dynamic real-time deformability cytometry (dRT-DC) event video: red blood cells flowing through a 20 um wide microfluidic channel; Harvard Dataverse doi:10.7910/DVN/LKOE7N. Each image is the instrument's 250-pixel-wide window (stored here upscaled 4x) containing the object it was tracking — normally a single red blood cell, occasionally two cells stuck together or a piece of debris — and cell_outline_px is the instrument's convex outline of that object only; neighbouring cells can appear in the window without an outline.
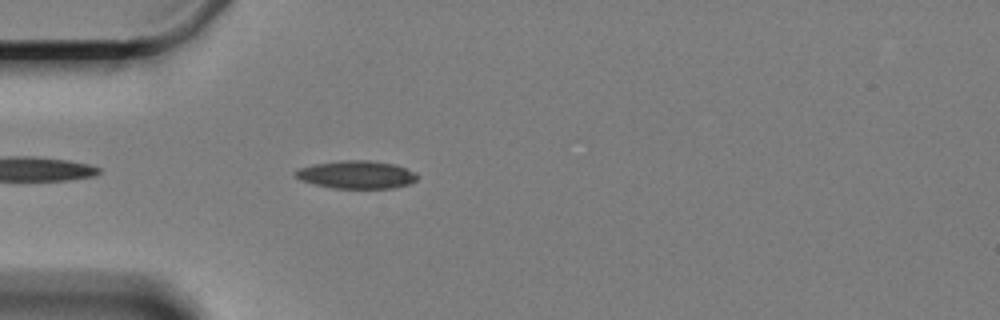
{"species": "Egyptian fruit bat (a non-hibernating species)", "species_latin": "Rousettus aegyptiacus", "temperature_condition": "cold", "stored_images_in_passage": 28, "camera_frame_rate_fps": 3000, "um_per_image_px": 0.085, "animal": {"sex": "female"}, "frame": {"image": 1, "passage_image": 5, "time_ms": 1.333, "image_size_px": [1000, 320], "cell_outline_px": [[416, 180], [408, 184], [392, 188], [332, 188], [300, 180], [292, 172], [296, 168], [312, 164], [340, 160], [368, 160], [396, 164], [416, 172]], "centroid_in_image_um": [30.26, 14.83], "position_along_channel_um": 54.7, "area_um2": 19.94}}
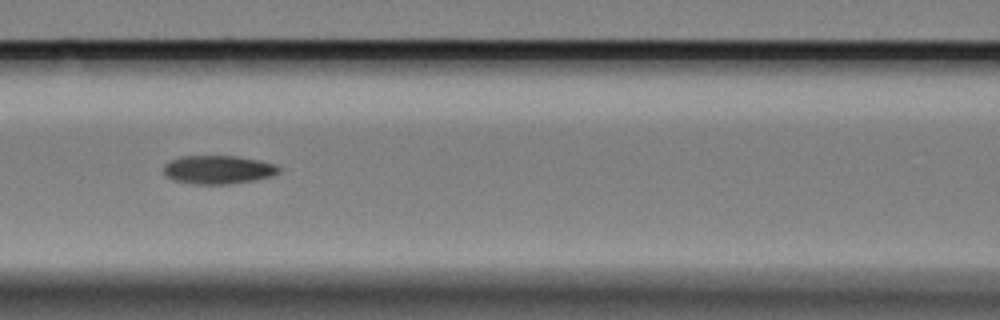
{"frame": {"image": 2, "passage_image": 14, "time_ms": 4.333, "image_size_px": [1000, 320], "cell_outline_px": [[280, 172], [272, 176], [256, 180], [228, 184], [196, 184], [176, 180], [168, 176], [164, 172], [164, 164], [168, 160], [180, 156], [236, 156], [260, 160], [276, 164], [280, 168]], "centroid_in_image_um": [18.57, 14.41], "position_along_channel_um": 148.0, "area_um2": 19.19}}
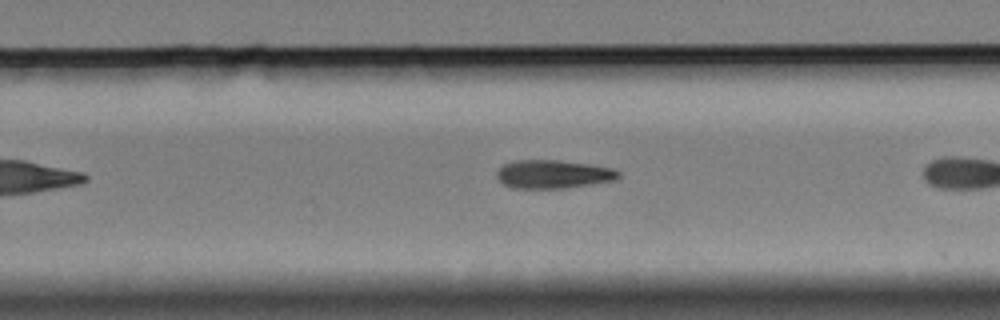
{"frame": {"image": 3, "passage_image": 23, "time_ms": 7.333, "image_size_px": [1000, 320], "cell_outline_px": [[620, 176], [616, 180], [592, 184], [564, 188], [512, 188], [504, 184], [496, 176], [496, 172], [504, 164], [516, 160], [556, 160], [588, 164], [612, 168], [620, 172]], "centroid_in_image_um": [47.03, 14.81], "position_along_channel_um": 282.8, "area_um2": 20.06}}